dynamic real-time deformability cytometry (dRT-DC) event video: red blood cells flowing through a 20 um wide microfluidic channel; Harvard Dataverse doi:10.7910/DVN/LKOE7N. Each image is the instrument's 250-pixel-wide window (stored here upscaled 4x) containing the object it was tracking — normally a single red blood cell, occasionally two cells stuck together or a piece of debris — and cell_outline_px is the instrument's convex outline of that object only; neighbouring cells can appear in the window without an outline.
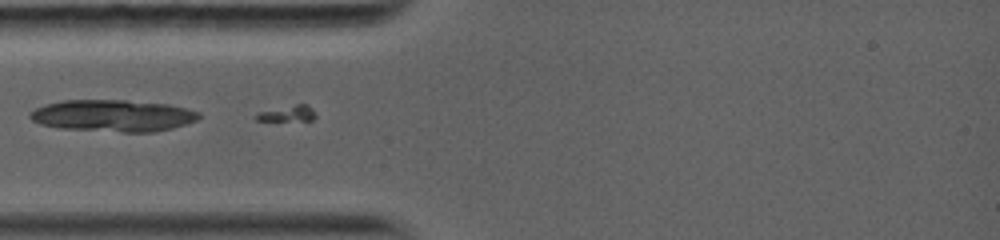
{"species": "common noctule bat (a hibernating species)", "species_latin": "Nyctalus noctula", "temperature_condition": "warm", "stored_images_in_passage": 23, "camera_frame_rate_fps": 5000, "um_per_image_px": 0.085, "animal": {"sex": "female", "body_mass_g": 19.0, "forearm_length_mm": 56.7}, "frame": {"image": 1, "passage_image": 1, "time_ms": 0.0, "image_size_px": [1000, 240], "cell_outline_px": [[200, 116], [196, 120], [172, 128], [156, 132], [124, 132], [60, 128], [40, 124], [32, 120], [28, 116], [28, 112], [44, 104], [64, 100], [124, 100], [168, 104], [200, 112]], "centroid_in_image_um": [9.56, 9.83], "position_along_channel_um": 75.4, "area_um2": 31.27}}